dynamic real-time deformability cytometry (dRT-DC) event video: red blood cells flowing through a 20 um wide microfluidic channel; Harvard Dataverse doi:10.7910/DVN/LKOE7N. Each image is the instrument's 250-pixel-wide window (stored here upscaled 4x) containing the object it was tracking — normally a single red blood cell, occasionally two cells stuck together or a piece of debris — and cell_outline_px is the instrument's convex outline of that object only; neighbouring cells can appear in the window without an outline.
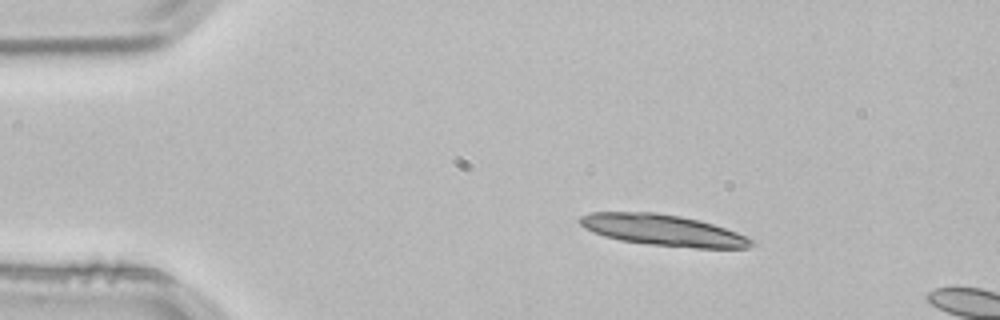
{"species": "common noctule bat (a hibernating species)", "species_latin": "Nyctalus noctula", "temperature_condition": "room temperature", "stored_images_in_passage": 2, "camera_frame_rate_fps": 3000, "um_per_image_px": 0.085, "animal": {"sex": "male", "body_mass_g": 21.5, "forearm_length_mm": 52.0}, "frame": {"image": 1, "passage_image": 1, "time_ms": 0.0, "image_size_px": [1000, 320], "cell_outline_px": [[756, 244], [748, 248], [696, 248], [648, 244], [620, 240], [604, 236], [592, 232], [584, 228], [576, 220], [580, 216], [592, 212], [656, 212], [680, 216], [712, 224], [748, 236]], "centroid_in_image_um": [56.33, 19.57], "position_along_channel_um": 28.7, "area_um2": 31.15}}